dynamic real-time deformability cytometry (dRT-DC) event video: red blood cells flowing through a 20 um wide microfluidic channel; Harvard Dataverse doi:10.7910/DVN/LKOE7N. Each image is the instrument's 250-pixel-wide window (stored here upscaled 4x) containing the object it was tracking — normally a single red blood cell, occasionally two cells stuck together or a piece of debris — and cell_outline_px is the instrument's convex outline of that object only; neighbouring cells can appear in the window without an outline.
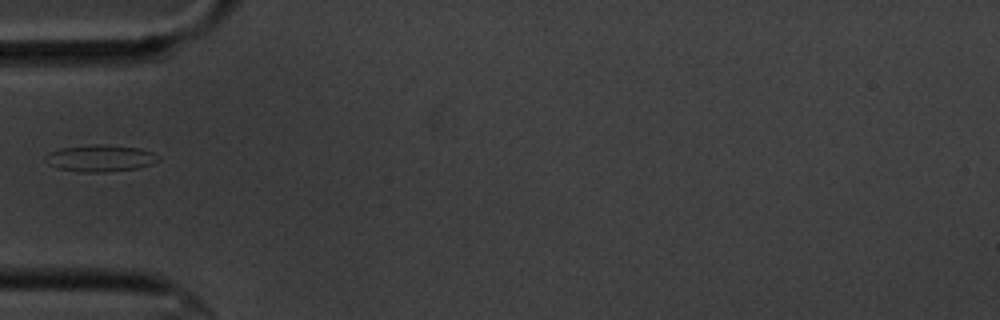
{"species": "common noctule bat (a hibernating species)", "species_latin": "Nyctalus noctula", "temperature_condition": "cold", "stored_images_in_passage": 40, "camera_frame_rate_fps": 3000, "um_per_image_px": 0.085, "animal": {"sex": "male", "body_mass_g": 20.1, "forearm_length_mm": 53.5}, "frame": {"image": 1, "passage_image": 1, "time_ms": 0.0, "image_size_px": [1000, 320], "cell_outline_px": [[160, 160], [152, 164], [140, 168], [104, 172], [84, 172], [60, 168], [48, 164], [44, 160], [44, 156], [48, 152], [60, 148], [92, 144], [108, 144], [140, 148], [152, 152], [160, 156]], "centroid_in_image_um": [8.55, 13.43], "position_along_channel_um": 76.5, "area_um2": 17.86}}
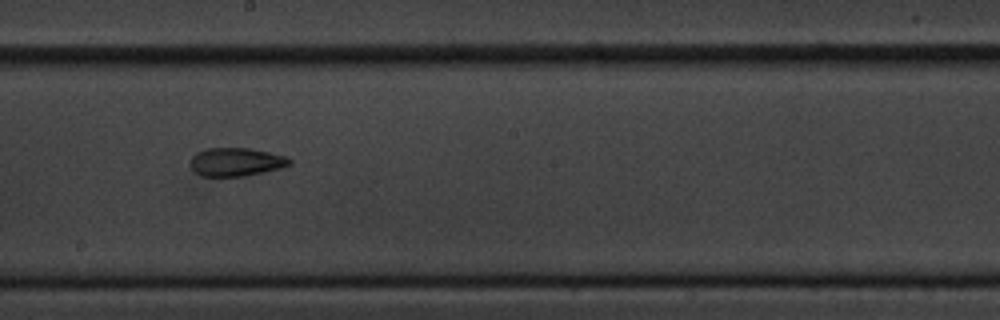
{"frame": {"image": 2, "passage_image": 14, "time_ms": 4.333, "image_size_px": [1000, 320], "cell_outline_px": [[292, 164], [280, 168], [264, 172], [244, 176], [200, 176], [192, 168], [192, 156], [196, 152], [208, 148], [248, 148], [288, 156], [292, 160]], "centroid_in_image_um": [20.11, 13.76], "position_along_channel_um": 228.1, "area_um2": 16.36}}
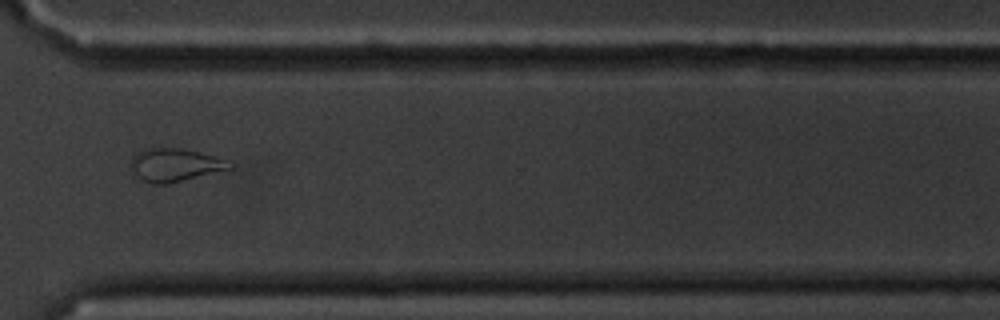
{"frame": {"image": 3, "passage_image": 25, "time_ms": 8.0, "image_size_px": [1000, 320], "cell_outline_px": [[232, 168], [164, 184], [152, 184], [136, 176], [132, 168], [132, 156], [140, 152], [152, 148], [180, 148], [200, 152], [224, 160], [232, 164]], "centroid_in_image_um": [14.85, 14.02], "position_along_channel_um": 355.8, "area_um2": 18.26}}